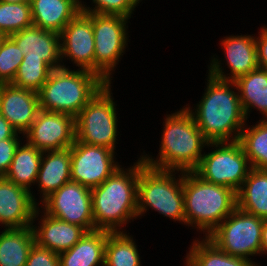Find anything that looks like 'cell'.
<instances>
[{
  "mask_svg": "<svg viewBox=\"0 0 267 266\" xmlns=\"http://www.w3.org/2000/svg\"><path fill=\"white\" fill-rule=\"evenodd\" d=\"M263 220L236 207L207 238L228 255L262 266L253 257L260 256Z\"/></svg>",
  "mask_w": 267,
  "mask_h": 266,
  "instance_id": "9c48e42d",
  "label": "cell"
},
{
  "mask_svg": "<svg viewBox=\"0 0 267 266\" xmlns=\"http://www.w3.org/2000/svg\"><path fill=\"white\" fill-rule=\"evenodd\" d=\"M39 108L38 92L0 84V114L20 134H24L34 122Z\"/></svg>",
  "mask_w": 267,
  "mask_h": 266,
  "instance_id": "e0dca14e",
  "label": "cell"
},
{
  "mask_svg": "<svg viewBox=\"0 0 267 266\" xmlns=\"http://www.w3.org/2000/svg\"><path fill=\"white\" fill-rule=\"evenodd\" d=\"M71 181V147L63 150L43 151L35 185L33 201L39 206L53 192ZM40 194V195H38ZM35 196H39L35 197Z\"/></svg>",
  "mask_w": 267,
  "mask_h": 266,
  "instance_id": "ffe728a7",
  "label": "cell"
},
{
  "mask_svg": "<svg viewBox=\"0 0 267 266\" xmlns=\"http://www.w3.org/2000/svg\"><path fill=\"white\" fill-rule=\"evenodd\" d=\"M33 25L58 34L81 11L79 0H30Z\"/></svg>",
  "mask_w": 267,
  "mask_h": 266,
  "instance_id": "44dd1931",
  "label": "cell"
},
{
  "mask_svg": "<svg viewBox=\"0 0 267 266\" xmlns=\"http://www.w3.org/2000/svg\"><path fill=\"white\" fill-rule=\"evenodd\" d=\"M39 207L46 214L81 226L87 232L95 230L91 189L78 182L65 183L47 197Z\"/></svg>",
  "mask_w": 267,
  "mask_h": 266,
  "instance_id": "4fadbf2b",
  "label": "cell"
},
{
  "mask_svg": "<svg viewBox=\"0 0 267 266\" xmlns=\"http://www.w3.org/2000/svg\"><path fill=\"white\" fill-rule=\"evenodd\" d=\"M128 231L109 232L105 243L104 266H142L141 249ZM140 250V251H139Z\"/></svg>",
  "mask_w": 267,
  "mask_h": 266,
  "instance_id": "83f0119b",
  "label": "cell"
},
{
  "mask_svg": "<svg viewBox=\"0 0 267 266\" xmlns=\"http://www.w3.org/2000/svg\"><path fill=\"white\" fill-rule=\"evenodd\" d=\"M112 86L106 84L75 117L76 140L118 152L116 146L122 131L118 128L119 110L116 107L119 105L113 96Z\"/></svg>",
  "mask_w": 267,
  "mask_h": 266,
  "instance_id": "52a82bcc",
  "label": "cell"
},
{
  "mask_svg": "<svg viewBox=\"0 0 267 266\" xmlns=\"http://www.w3.org/2000/svg\"><path fill=\"white\" fill-rule=\"evenodd\" d=\"M3 2H7V3H25V2H30V0H0Z\"/></svg>",
  "mask_w": 267,
  "mask_h": 266,
  "instance_id": "f35d334b",
  "label": "cell"
},
{
  "mask_svg": "<svg viewBox=\"0 0 267 266\" xmlns=\"http://www.w3.org/2000/svg\"><path fill=\"white\" fill-rule=\"evenodd\" d=\"M106 84L98 74L89 70L53 69L38 91L39 108L76 117Z\"/></svg>",
  "mask_w": 267,
  "mask_h": 266,
  "instance_id": "5b68a950",
  "label": "cell"
},
{
  "mask_svg": "<svg viewBox=\"0 0 267 266\" xmlns=\"http://www.w3.org/2000/svg\"><path fill=\"white\" fill-rule=\"evenodd\" d=\"M137 156V161L129 164L130 167L122 165L101 185L91 189L95 230L127 231L126 227L138 219L139 155Z\"/></svg>",
  "mask_w": 267,
  "mask_h": 266,
  "instance_id": "3957f363",
  "label": "cell"
},
{
  "mask_svg": "<svg viewBox=\"0 0 267 266\" xmlns=\"http://www.w3.org/2000/svg\"><path fill=\"white\" fill-rule=\"evenodd\" d=\"M130 18L122 15L92 13L95 45V73L107 84H114V73L129 50Z\"/></svg>",
  "mask_w": 267,
  "mask_h": 266,
  "instance_id": "ba28073f",
  "label": "cell"
},
{
  "mask_svg": "<svg viewBox=\"0 0 267 266\" xmlns=\"http://www.w3.org/2000/svg\"><path fill=\"white\" fill-rule=\"evenodd\" d=\"M31 227L35 243L57 254L72 248L87 233L81 226L46 214L39 206L35 210Z\"/></svg>",
  "mask_w": 267,
  "mask_h": 266,
  "instance_id": "2e32d148",
  "label": "cell"
},
{
  "mask_svg": "<svg viewBox=\"0 0 267 266\" xmlns=\"http://www.w3.org/2000/svg\"><path fill=\"white\" fill-rule=\"evenodd\" d=\"M52 70L43 59L23 58L11 84L38 92L49 78Z\"/></svg>",
  "mask_w": 267,
  "mask_h": 266,
  "instance_id": "f546056e",
  "label": "cell"
},
{
  "mask_svg": "<svg viewBox=\"0 0 267 266\" xmlns=\"http://www.w3.org/2000/svg\"><path fill=\"white\" fill-rule=\"evenodd\" d=\"M255 36L258 67L267 70V25L260 26Z\"/></svg>",
  "mask_w": 267,
  "mask_h": 266,
  "instance_id": "d590c367",
  "label": "cell"
},
{
  "mask_svg": "<svg viewBox=\"0 0 267 266\" xmlns=\"http://www.w3.org/2000/svg\"><path fill=\"white\" fill-rule=\"evenodd\" d=\"M267 256V219L263 220L260 257Z\"/></svg>",
  "mask_w": 267,
  "mask_h": 266,
  "instance_id": "74e56055",
  "label": "cell"
},
{
  "mask_svg": "<svg viewBox=\"0 0 267 266\" xmlns=\"http://www.w3.org/2000/svg\"><path fill=\"white\" fill-rule=\"evenodd\" d=\"M23 139L41 151L70 148L76 140L75 117L40 109Z\"/></svg>",
  "mask_w": 267,
  "mask_h": 266,
  "instance_id": "9a60e30c",
  "label": "cell"
},
{
  "mask_svg": "<svg viewBox=\"0 0 267 266\" xmlns=\"http://www.w3.org/2000/svg\"><path fill=\"white\" fill-rule=\"evenodd\" d=\"M23 134L18 133L12 125L0 114V141L5 139H21Z\"/></svg>",
  "mask_w": 267,
  "mask_h": 266,
  "instance_id": "8d00e7d4",
  "label": "cell"
},
{
  "mask_svg": "<svg viewBox=\"0 0 267 266\" xmlns=\"http://www.w3.org/2000/svg\"><path fill=\"white\" fill-rule=\"evenodd\" d=\"M33 25L31 4L0 1V31L10 36Z\"/></svg>",
  "mask_w": 267,
  "mask_h": 266,
  "instance_id": "4dcf8cb0",
  "label": "cell"
},
{
  "mask_svg": "<svg viewBox=\"0 0 267 266\" xmlns=\"http://www.w3.org/2000/svg\"><path fill=\"white\" fill-rule=\"evenodd\" d=\"M79 2L81 11L85 13L122 15L127 18H132L136 7L140 5L139 0H89V2L79 0Z\"/></svg>",
  "mask_w": 267,
  "mask_h": 266,
  "instance_id": "1f68e13d",
  "label": "cell"
},
{
  "mask_svg": "<svg viewBox=\"0 0 267 266\" xmlns=\"http://www.w3.org/2000/svg\"><path fill=\"white\" fill-rule=\"evenodd\" d=\"M108 231L87 232L72 248L59 254L60 266H104Z\"/></svg>",
  "mask_w": 267,
  "mask_h": 266,
  "instance_id": "7402d4cb",
  "label": "cell"
},
{
  "mask_svg": "<svg viewBox=\"0 0 267 266\" xmlns=\"http://www.w3.org/2000/svg\"><path fill=\"white\" fill-rule=\"evenodd\" d=\"M42 154L43 151L23 139L17 146L9 169L3 177L28 190L32 196L35 193L33 186L40 169Z\"/></svg>",
  "mask_w": 267,
  "mask_h": 266,
  "instance_id": "603a6c76",
  "label": "cell"
},
{
  "mask_svg": "<svg viewBox=\"0 0 267 266\" xmlns=\"http://www.w3.org/2000/svg\"><path fill=\"white\" fill-rule=\"evenodd\" d=\"M149 209L158 212L165 219L186 226L183 172L148 166L139 156L138 218L147 215Z\"/></svg>",
  "mask_w": 267,
  "mask_h": 266,
  "instance_id": "8992f818",
  "label": "cell"
},
{
  "mask_svg": "<svg viewBox=\"0 0 267 266\" xmlns=\"http://www.w3.org/2000/svg\"><path fill=\"white\" fill-rule=\"evenodd\" d=\"M181 107L170 114L167 111L162 120L158 154H146L145 150L141 152L140 157L148 166L189 172L199 165L208 141L196 125L191 112L185 105Z\"/></svg>",
  "mask_w": 267,
  "mask_h": 266,
  "instance_id": "7a4b0ae2",
  "label": "cell"
},
{
  "mask_svg": "<svg viewBox=\"0 0 267 266\" xmlns=\"http://www.w3.org/2000/svg\"><path fill=\"white\" fill-rule=\"evenodd\" d=\"M247 120L252 111H259L262 120L267 119V70L257 67L234 81Z\"/></svg>",
  "mask_w": 267,
  "mask_h": 266,
  "instance_id": "cb8c5ba5",
  "label": "cell"
},
{
  "mask_svg": "<svg viewBox=\"0 0 267 266\" xmlns=\"http://www.w3.org/2000/svg\"><path fill=\"white\" fill-rule=\"evenodd\" d=\"M236 197L239 209L267 219V170L251 168Z\"/></svg>",
  "mask_w": 267,
  "mask_h": 266,
  "instance_id": "d4e9b609",
  "label": "cell"
},
{
  "mask_svg": "<svg viewBox=\"0 0 267 266\" xmlns=\"http://www.w3.org/2000/svg\"><path fill=\"white\" fill-rule=\"evenodd\" d=\"M22 139H5L0 141V177L4 176L14 157L15 150Z\"/></svg>",
  "mask_w": 267,
  "mask_h": 266,
  "instance_id": "e575fe53",
  "label": "cell"
},
{
  "mask_svg": "<svg viewBox=\"0 0 267 266\" xmlns=\"http://www.w3.org/2000/svg\"><path fill=\"white\" fill-rule=\"evenodd\" d=\"M204 92L200 100L185 107L208 142L239 141L248 121L233 81L221 80L206 73Z\"/></svg>",
  "mask_w": 267,
  "mask_h": 266,
  "instance_id": "6da1fadb",
  "label": "cell"
},
{
  "mask_svg": "<svg viewBox=\"0 0 267 266\" xmlns=\"http://www.w3.org/2000/svg\"><path fill=\"white\" fill-rule=\"evenodd\" d=\"M6 37H7V35L0 31V47L2 46Z\"/></svg>",
  "mask_w": 267,
  "mask_h": 266,
  "instance_id": "ab89813d",
  "label": "cell"
},
{
  "mask_svg": "<svg viewBox=\"0 0 267 266\" xmlns=\"http://www.w3.org/2000/svg\"><path fill=\"white\" fill-rule=\"evenodd\" d=\"M23 58L15 41L7 36L0 47V84L12 83Z\"/></svg>",
  "mask_w": 267,
  "mask_h": 266,
  "instance_id": "d6a6232c",
  "label": "cell"
},
{
  "mask_svg": "<svg viewBox=\"0 0 267 266\" xmlns=\"http://www.w3.org/2000/svg\"><path fill=\"white\" fill-rule=\"evenodd\" d=\"M206 147L208 152L204 151L194 172L207 182L229 187L237 193L251 169L241 143L208 142Z\"/></svg>",
  "mask_w": 267,
  "mask_h": 266,
  "instance_id": "30bf717a",
  "label": "cell"
},
{
  "mask_svg": "<svg viewBox=\"0 0 267 266\" xmlns=\"http://www.w3.org/2000/svg\"><path fill=\"white\" fill-rule=\"evenodd\" d=\"M186 227L207 238L237 207L236 192L203 180L194 171L183 172Z\"/></svg>",
  "mask_w": 267,
  "mask_h": 266,
  "instance_id": "277c9868",
  "label": "cell"
},
{
  "mask_svg": "<svg viewBox=\"0 0 267 266\" xmlns=\"http://www.w3.org/2000/svg\"><path fill=\"white\" fill-rule=\"evenodd\" d=\"M34 244L31 226L3 229L0 232V266H25Z\"/></svg>",
  "mask_w": 267,
  "mask_h": 266,
  "instance_id": "484cf974",
  "label": "cell"
},
{
  "mask_svg": "<svg viewBox=\"0 0 267 266\" xmlns=\"http://www.w3.org/2000/svg\"><path fill=\"white\" fill-rule=\"evenodd\" d=\"M38 205L31 193L0 177V228H24L32 226L33 216Z\"/></svg>",
  "mask_w": 267,
  "mask_h": 266,
  "instance_id": "ac0fdd59",
  "label": "cell"
},
{
  "mask_svg": "<svg viewBox=\"0 0 267 266\" xmlns=\"http://www.w3.org/2000/svg\"><path fill=\"white\" fill-rule=\"evenodd\" d=\"M25 266H60L59 254L35 243L29 251Z\"/></svg>",
  "mask_w": 267,
  "mask_h": 266,
  "instance_id": "836d02e7",
  "label": "cell"
},
{
  "mask_svg": "<svg viewBox=\"0 0 267 266\" xmlns=\"http://www.w3.org/2000/svg\"><path fill=\"white\" fill-rule=\"evenodd\" d=\"M10 37L24 58L43 59L52 69L62 67L60 34L32 25Z\"/></svg>",
  "mask_w": 267,
  "mask_h": 266,
  "instance_id": "d6986e66",
  "label": "cell"
},
{
  "mask_svg": "<svg viewBox=\"0 0 267 266\" xmlns=\"http://www.w3.org/2000/svg\"><path fill=\"white\" fill-rule=\"evenodd\" d=\"M245 123L239 142L248 158L251 168L267 170V119L259 118L255 124Z\"/></svg>",
  "mask_w": 267,
  "mask_h": 266,
  "instance_id": "f1b7e54d",
  "label": "cell"
},
{
  "mask_svg": "<svg viewBox=\"0 0 267 266\" xmlns=\"http://www.w3.org/2000/svg\"><path fill=\"white\" fill-rule=\"evenodd\" d=\"M61 63L64 68L85 69L95 73V45L92 13L80 11L61 31ZM66 63V64H65Z\"/></svg>",
  "mask_w": 267,
  "mask_h": 266,
  "instance_id": "5bb4252c",
  "label": "cell"
},
{
  "mask_svg": "<svg viewBox=\"0 0 267 266\" xmlns=\"http://www.w3.org/2000/svg\"><path fill=\"white\" fill-rule=\"evenodd\" d=\"M255 35L240 33V35L228 34V36H223L219 41L221 43L218 44L223 51L221 57L224 58L213 53V56L211 55L209 58L210 62L206 72L218 79L234 82L239 77L256 69L258 64Z\"/></svg>",
  "mask_w": 267,
  "mask_h": 266,
  "instance_id": "8fae6325",
  "label": "cell"
},
{
  "mask_svg": "<svg viewBox=\"0 0 267 266\" xmlns=\"http://www.w3.org/2000/svg\"><path fill=\"white\" fill-rule=\"evenodd\" d=\"M192 240L183 259L184 266H255L247 259L221 251L208 238L196 237Z\"/></svg>",
  "mask_w": 267,
  "mask_h": 266,
  "instance_id": "4316f807",
  "label": "cell"
},
{
  "mask_svg": "<svg viewBox=\"0 0 267 266\" xmlns=\"http://www.w3.org/2000/svg\"><path fill=\"white\" fill-rule=\"evenodd\" d=\"M116 156L118 154L107 147L75 140L71 146V181L89 189L98 187L122 166Z\"/></svg>",
  "mask_w": 267,
  "mask_h": 266,
  "instance_id": "7c38bea8",
  "label": "cell"
}]
</instances>
